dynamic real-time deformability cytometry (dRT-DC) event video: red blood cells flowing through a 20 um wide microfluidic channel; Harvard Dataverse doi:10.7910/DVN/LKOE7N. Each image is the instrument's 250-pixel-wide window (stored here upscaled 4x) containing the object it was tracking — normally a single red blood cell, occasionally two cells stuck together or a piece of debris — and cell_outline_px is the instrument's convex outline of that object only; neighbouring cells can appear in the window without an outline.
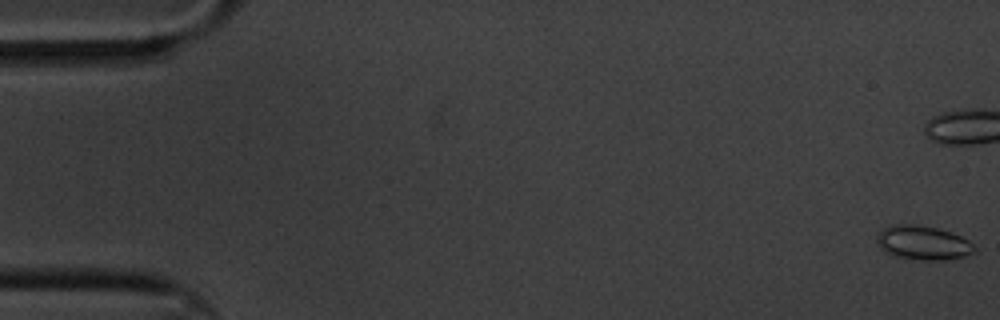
{"species": "common noctule bat (a hibernating species)", "species_latin": "Nyctalus noctula", "temperature_condition": "cold", "stored_images_in_passage": 62, "camera_frame_rate_fps": 3000, "um_per_image_px": 0.085, "animal": {"sex": "male", "body_mass_g": 20.1, "forearm_length_mm": 53.5}, "frame": {"image": 1, "passage_image": 1, "time_ms": 0.0, "image_size_px": [1000, 320], "cell_outline_px": [[976, 252], [964, 256], [948, 260], [920, 260], [892, 256], [884, 252], [880, 248], [876, 240], [876, 236], [884, 228], [892, 224], [916, 224], [936, 228], [952, 232], [968, 240], [976, 248]], "centroid_in_image_um": [78.44, 20.64], "position_along_channel_um": 6.6, "area_um2": 19.65}}
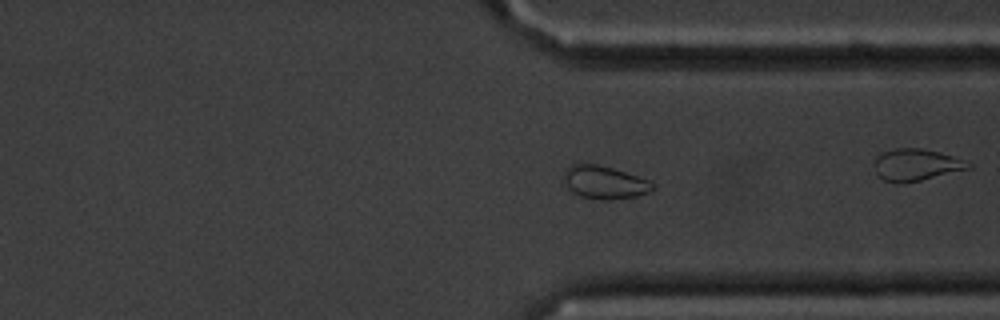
{"frame": {"image": 2, "passage_image": 46, "time_ms": 15.0, "image_size_px": [1000, 320], "cell_outline_px": [[656, 188], [652, 192], [636, 196], [608, 200], [600, 200], [580, 196], [572, 192], [568, 188], [564, 180], [564, 168], [568, 164], [576, 160], [580, 160], [612, 168], [648, 180]], "centroid_in_image_um": [51.3, 15.46], "position_along_channel_um": 360.1, "area_um2": 17.57}}
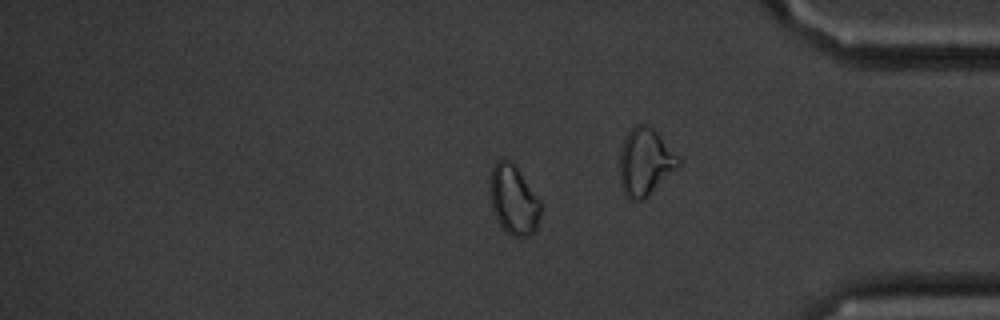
{"frame": {"image": 3, "passage_image": 51, "time_ms": 16.667, "image_size_px": [1000, 320], "cell_outline_px": [[540, 216], [536, 228], [528, 236], [512, 236], [500, 224], [492, 208], [488, 196], [488, 180], [492, 168], [496, 160], [508, 160], [516, 168], [540, 200]], "centroid_in_image_um": [43.6, 16.98], "position_along_channel_um": 391.6, "area_um2": 20.35}}